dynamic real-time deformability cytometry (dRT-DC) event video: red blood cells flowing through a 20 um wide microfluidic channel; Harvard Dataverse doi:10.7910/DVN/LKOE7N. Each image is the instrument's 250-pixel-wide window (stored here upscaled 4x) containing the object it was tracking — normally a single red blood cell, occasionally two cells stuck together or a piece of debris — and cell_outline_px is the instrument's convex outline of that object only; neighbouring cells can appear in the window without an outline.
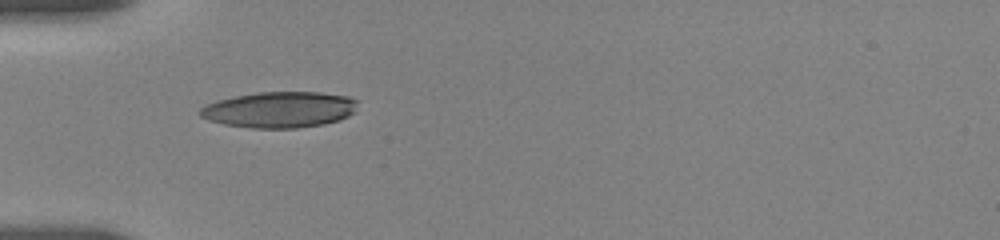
{"species": "human", "species_latin": "Homo sapiens", "temperature_condition": "room temperature", "stored_images_in_passage": 2, "camera_frame_rate_fps": 3000, "um_per_image_px": 0.085, "donor": {"sex": "female"}, "frame": {"image": 1, "passage_image": 1, "time_ms": 0.0, "image_size_px": [1000, 240], "cell_outline_px": [[360, 100], [352, 112], [348, 116], [340, 120], [324, 124], [296, 128], [252, 128], [224, 124], [208, 120], [200, 116], [200, 108], [204, 104], [216, 100], [256, 92], [320, 92], [348, 96]], "centroid_in_image_um": [23.76, 9.31], "position_along_channel_um": 61.2, "area_um2": 33.23}}
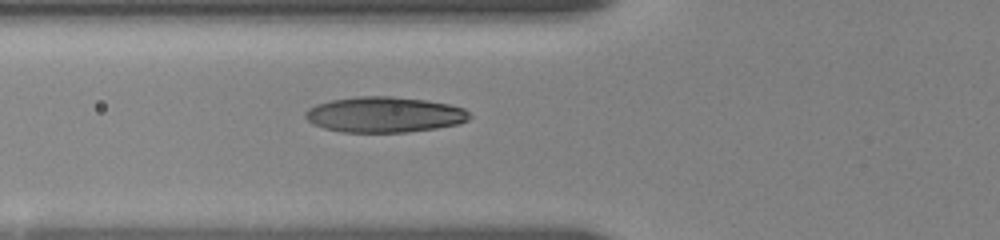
{"frame": {"image": 2, "passage_image": 2, "time_ms": 1.0, "image_size_px": [1000, 240], "cell_outline_px": [[472, 116], [468, 120], [460, 124], [436, 128], [408, 132], [340, 132], [324, 128], [312, 124], [304, 116], [304, 112], [308, 108], [316, 104], [332, 100], [356, 96], [392, 96], [428, 100], [448, 104], [464, 108]], "centroid_in_image_um": [32.67, 9.74], "position_along_channel_um": 93.1, "area_um2": 34.33}}